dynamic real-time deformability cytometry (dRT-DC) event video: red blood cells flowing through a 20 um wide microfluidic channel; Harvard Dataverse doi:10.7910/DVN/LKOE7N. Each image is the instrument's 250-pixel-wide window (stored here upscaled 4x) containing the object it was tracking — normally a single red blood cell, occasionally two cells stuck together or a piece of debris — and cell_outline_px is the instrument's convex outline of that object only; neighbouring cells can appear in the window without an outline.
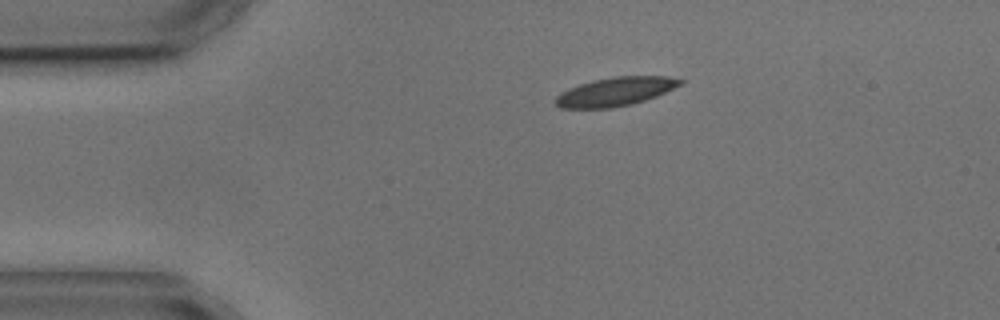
{"species": "common noctule bat (a hibernating species)", "species_latin": "Nyctalus noctula", "temperature_condition": "cold", "stored_images_in_passage": 3, "camera_frame_rate_fps": 3000, "um_per_image_px": 0.085, "animal": {"sex": "male", "body_mass_g": 17.9, "forearm_length_mm": 54.2}, "frame": {"image": 1, "passage_image": 1, "time_ms": 0.0, "image_size_px": [1000, 320], "cell_outline_px": [[684, 80], [680, 84], [656, 96], [632, 104], [608, 108], [560, 108], [552, 100], [560, 92], [568, 88], [592, 80], [612, 76], [668, 76]], "centroid_in_image_um": [52.24, 7.78], "position_along_channel_um": 32.8, "area_um2": 20.81}}
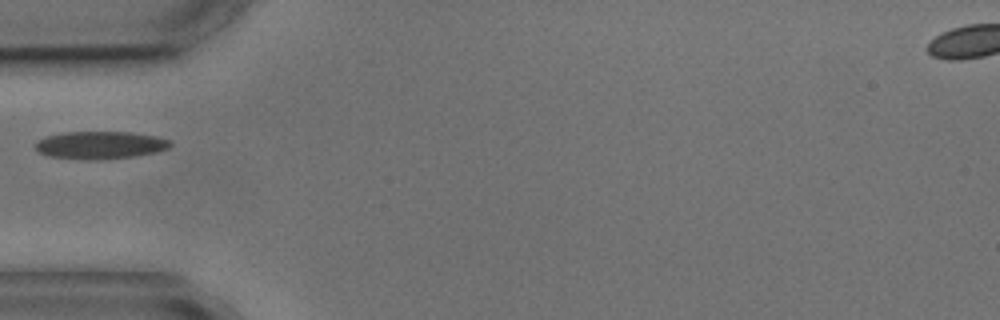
{"frame": {"image": 2, "passage_image": 2, "time_ms": 2.333, "image_size_px": [1000, 320], "cell_outline_px": [[172, 144], [168, 148], [156, 152], [136, 156], [100, 160], [88, 160], [48, 156], [40, 152], [36, 148], [36, 140], [44, 136], [64, 132], [132, 132], [156, 136], [172, 140]], "centroid_in_image_um": [8.53, 12.33], "position_along_channel_um": 76.5, "area_um2": 21.96}}